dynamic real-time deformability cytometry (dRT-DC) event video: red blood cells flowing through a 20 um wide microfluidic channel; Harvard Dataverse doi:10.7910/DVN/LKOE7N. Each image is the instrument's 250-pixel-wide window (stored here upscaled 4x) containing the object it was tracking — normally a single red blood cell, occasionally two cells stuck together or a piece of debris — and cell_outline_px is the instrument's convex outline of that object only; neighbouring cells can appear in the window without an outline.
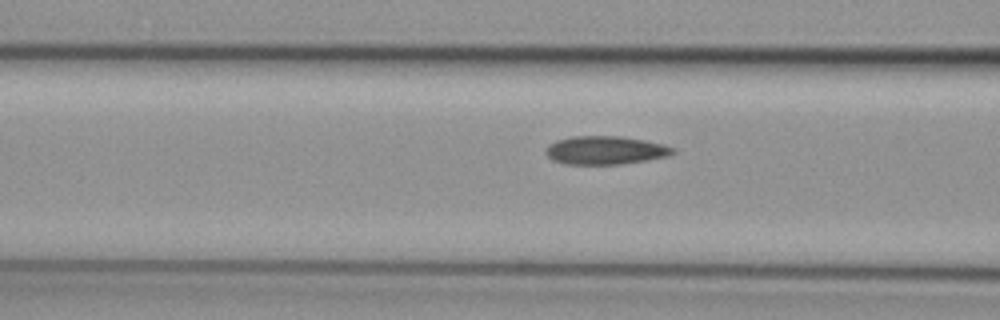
{"species": "common noctule bat (a hibernating species)", "species_latin": "Nyctalus noctula", "temperature_condition": "cold", "stored_images_in_passage": 8, "camera_frame_rate_fps": 3000, "um_per_image_px": 0.085, "animal": {"sex": "female", "body_mass_g": 29.2, "forearm_length_mm": 56.3}, "frame": {"image": 1, "passage_image": 5, "time_ms": 1.333, "image_size_px": [1000, 320], "cell_outline_px": [[676, 152], [668, 156], [620, 164], [564, 164], [552, 160], [544, 152], [544, 148], [548, 144], [556, 140], [572, 136], [620, 136], [644, 140], [664, 144], [676, 148]], "centroid_in_image_um": [51.42, 12.76], "position_along_channel_um": 115.2, "area_um2": 21.15}}